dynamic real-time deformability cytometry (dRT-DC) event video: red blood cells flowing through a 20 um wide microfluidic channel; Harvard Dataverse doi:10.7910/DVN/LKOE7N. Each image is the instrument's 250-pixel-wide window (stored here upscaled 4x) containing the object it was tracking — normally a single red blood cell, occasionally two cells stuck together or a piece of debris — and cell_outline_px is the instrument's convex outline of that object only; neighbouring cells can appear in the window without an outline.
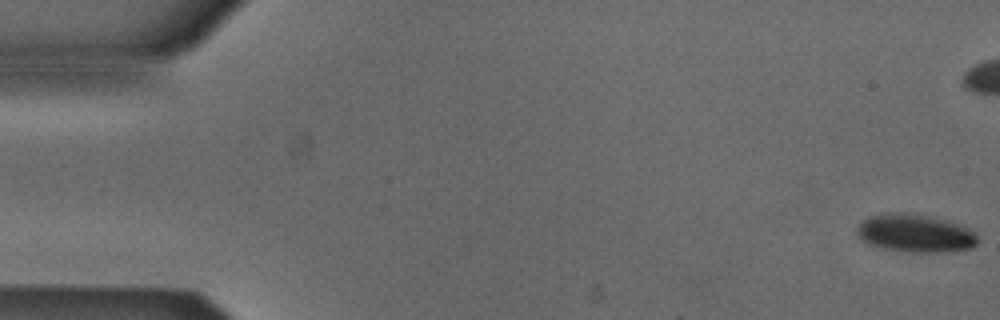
{"species": "Egyptian fruit bat (a non-hibernating species)", "species_latin": "Rousettus aegyptiacus", "temperature_condition": "cold", "stored_images_in_passage": 6, "camera_frame_rate_fps": 3000, "um_per_image_px": 0.085, "animal": {"sex": "male"}, "frame": {"image": 1, "passage_image": 1, "time_ms": 0.0, "image_size_px": [1000, 320], "cell_outline_px": [[976, 244], [972, 248], [940, 252], [908, 252], [880, 248], [868, 244], [856, 232], [856, 228], [868, 216], [888, 212], [900, 212], [952, 220], [972, 228], [976, 236]], "centroid_in_image_um": [77.81, 19.82], "position_along_channel_um": 7.2, "area_um2": 26.93}}